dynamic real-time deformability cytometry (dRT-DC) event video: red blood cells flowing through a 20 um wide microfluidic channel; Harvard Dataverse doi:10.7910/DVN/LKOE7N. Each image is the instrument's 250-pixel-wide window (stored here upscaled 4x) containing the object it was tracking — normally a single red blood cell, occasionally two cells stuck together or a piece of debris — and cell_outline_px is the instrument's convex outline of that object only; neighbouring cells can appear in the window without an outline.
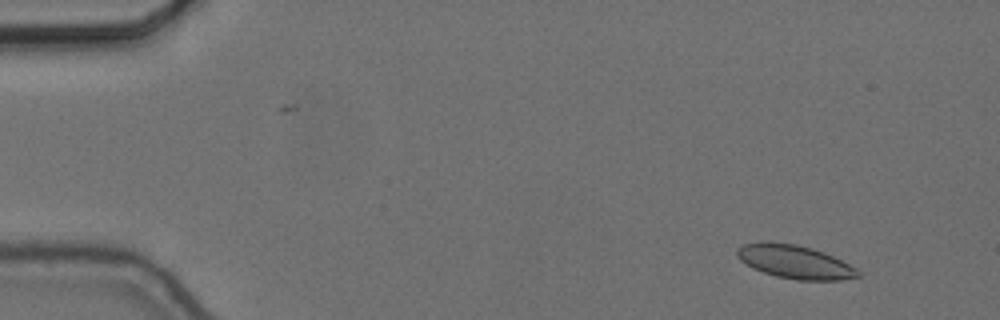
{"species": "common noctule bat (a hibernating species)", "species_latin": "Nyctalus noctula", "temperature_condition": "cold", "stored_images_in_passage": 57, "camera_frame_rate_fps": 3000, "um_per_image_px": 0.085, "animal": {"sex": "female", "body_mass_g": 24.6, "forearm_length_mm": 56.2}, "frame": {"image": 1, "passage_image": 6, "time_ms": 1.667, "image_size_px": [1000, 320], "cell_outline_px": [[860, 276], [840, 280], [796, 280], [776, 276], [752, 268], [740, 260], [736, 256], [736, 248], [744, 244], [764, 240], [796, 244], [812, 248], [824, 252], [856, 268], [860, 272]], "centroid_in_image_um": [67.51, 22.24], "position_along_channel_um": 17.5, "area_um2": 23.7}}
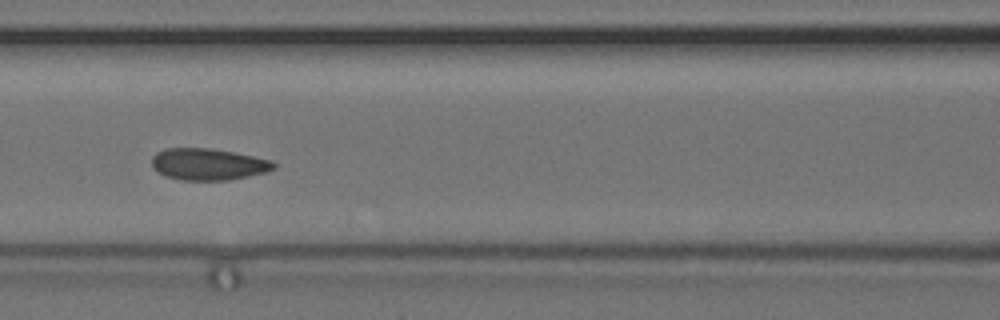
{"frame": {"image": 2, "passage_image": 26, "time_ms": 8.333, "image_size_px": [1000, 320], "cell_outline_px": [[276, 168], [268, 172], [228, 180], [180, 180], [168, 176], [152, 168], [152, 156], [156, 152], [164, 148], [208, 148], [236, 152], [272, 160], [276, 164]], "centroid_in_image_um": [17.72, 13.95], "position_along_channel_um": 148.9, "area_um2": 22.66}}
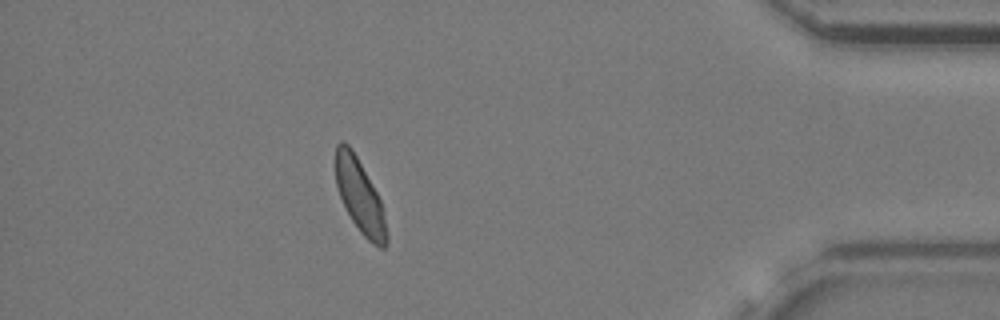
{"frame": {"image": 3, "passage_image": 51, "time_ms": 16.667, "image_size_px": [1000, 320], "cell_outline_px": [[388, 240], [384, 248], [380, 248], [372, 244], [360, 232], [352, 220], [340, 196], [336, 184], [336, 144], [340, 140], [344, 140], [352, 148], [376, 192], [380, 200], [384, 216], [388, 236]], "centroid_in_image_um": [30.58, 16.67], "position_along_channel_um": 404.6, "area_um2": 21.5}, "authors_computed_cell_mechanics": {"area_um2": 22.6576, "velocity_mm_per_s": 3.624, "shape_relaxation_time_tau1_ms": 3.7415, "shape_relaxation_time_tau2_ms": 1.2037, "deformation_change_tau1": 0.0901, "deformation_change_tau2": 0.0586}}